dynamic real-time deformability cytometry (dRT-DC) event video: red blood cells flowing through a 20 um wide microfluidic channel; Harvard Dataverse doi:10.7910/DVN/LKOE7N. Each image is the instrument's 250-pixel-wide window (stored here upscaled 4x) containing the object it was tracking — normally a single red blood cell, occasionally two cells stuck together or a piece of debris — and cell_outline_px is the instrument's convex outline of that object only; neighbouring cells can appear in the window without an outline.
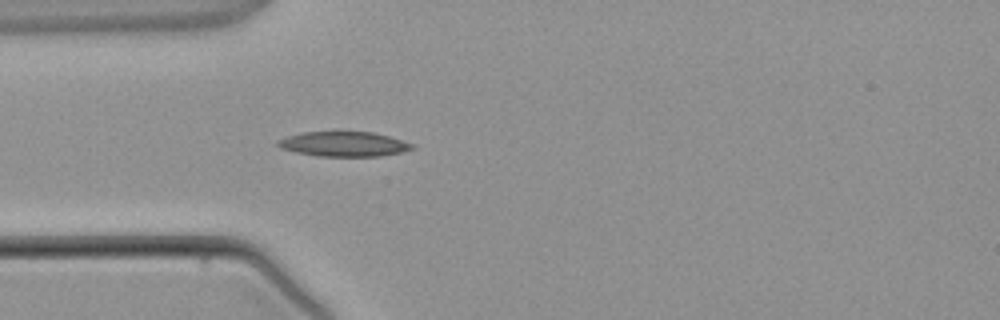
{"species": "common noctule bat (a hibernating species)", "species_latin": "Nyctalus noctula", "temperature_condition": "warm", "stored_images_in_passage": 4, "camera_frame_rate_fps": 3000, "um_per_image_px": 0.085, "animal": {"sex": "male", "body_mass_g": 21.5, "forearm_length_mm": 52.0}, "frame": {"image": 1, "passage_image": 4, "time_ms": 3.667, "image_size_px": [1000, 320], "cell_outline_px": [[416, 148], [400, 152], [380, 156], [316, 156], [296, 152], [280, 148], [276, 144], [276, 140], [288, 136], [304, 132], [372, 132], [388, 136], [412, 144]], "centroid_in_image_um": [29.18, 12.25], "position_along_channel_um": 55.8, "area_um2": 19.25}}